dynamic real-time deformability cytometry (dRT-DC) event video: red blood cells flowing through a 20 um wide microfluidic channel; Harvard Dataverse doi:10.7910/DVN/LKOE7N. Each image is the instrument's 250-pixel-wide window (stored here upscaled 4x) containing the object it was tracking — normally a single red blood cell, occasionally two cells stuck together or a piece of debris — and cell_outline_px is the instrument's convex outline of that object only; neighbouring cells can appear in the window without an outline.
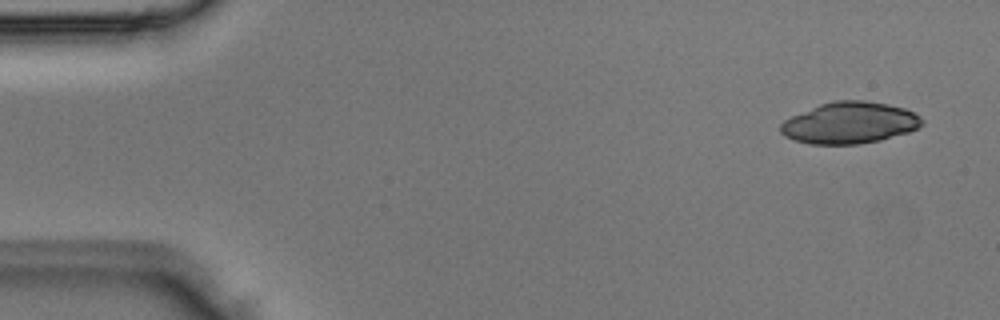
{"species": "Egyptian fruit bat (a non-hibernating species)", "species_latin": "Rousettus aegyptiacus", "temperature_condition": "room temperature", "stored_images_in_passage": 3, "camera_frame_rate_fps": 3000, "um_per_image_px": 0.085, "animal": {"sex": "male"}, "frame": {"image": 1, "passage_image": 1, "time_ms": 0.0, "image_size_px": [1000, 320], "cell_outline_px": [[924, 124], [908, 132], [880, 140], [856, 144], [812, 144], [792, 140], [784, 136], [780, 132], [780, 124], [784, 120], [792, 116], [820, 104], [832, 100], [864, 100], [888, 104], [904, 108], [920, 116], [924, 120]], "centroid_in_image_um": [72.2, 10.44], "position_along_channel_um": 12.8, "area_um2": 34.22}}